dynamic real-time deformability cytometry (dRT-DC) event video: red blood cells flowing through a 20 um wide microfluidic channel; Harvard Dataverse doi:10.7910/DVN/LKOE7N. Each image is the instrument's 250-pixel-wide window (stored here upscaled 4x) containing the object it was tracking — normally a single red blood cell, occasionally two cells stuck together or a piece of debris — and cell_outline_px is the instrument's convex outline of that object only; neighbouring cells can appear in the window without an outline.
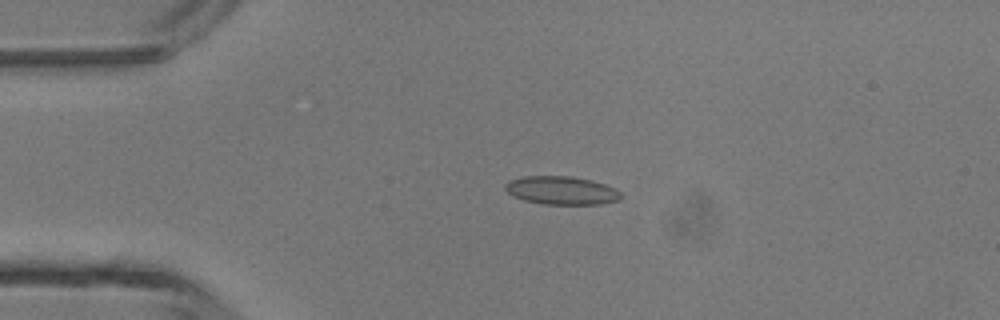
{"species": "common noctule bat (a hibernating species)", "species_latin": "Nyctalus noctula", "temperature_condition": "room temperature", "stored_images_in_passage": 5, "camera_frame_rate_fps": 3000, "um_per_image_px": 0.085, "animal": {"sex": "male", "body_mass_g": 13.3}, "frame": {"image": 1, "passage_image": 4, "time_ms": 1.0, "image_size_px": [1000, 320], "cell_outline_px": [[620, 196], [616, 200], [600, 204], [544, 204], [524, 200], [508, 192], [504, 188], [504, 184], [508, 180], [524, 176], [572, 176], [592, 180], [616, 188], [620, 192]], "centroid_in_image_um": [47.7, 16.17], "position_along_channel_um": 37.3, "area_um2": 18.96}}